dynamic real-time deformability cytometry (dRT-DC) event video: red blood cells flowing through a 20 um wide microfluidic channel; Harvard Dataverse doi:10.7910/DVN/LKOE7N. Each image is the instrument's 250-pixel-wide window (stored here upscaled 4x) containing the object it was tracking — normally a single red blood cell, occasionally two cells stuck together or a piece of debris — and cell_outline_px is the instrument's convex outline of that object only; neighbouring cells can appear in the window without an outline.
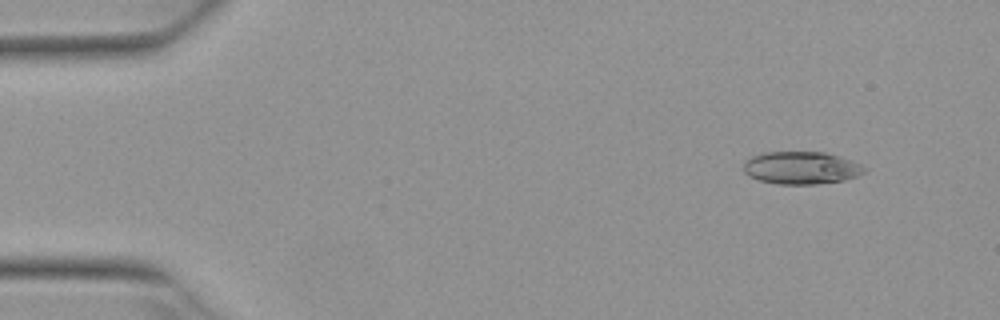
{"species": "Egyptian fruit bat (a non-hibernating species)", "species_latin": "Rousettus aegyptiacus", "temperature_condition": "warm", "stored_images_in_passage": 3, "camera_frame_rate_fps": 3000, "um_per_image_px": 0.085, "animal": {"sex": "female"}, "frame": {"image": 1, "passage_image": 1, "time_ms": 0.0, "image_size_px": [1000, 320], "cell_outline_px": [[868, 168], [864, 172], [856, 176], [844, 180], [816, 184], [776, 184], [760, 180], [748, 176], [744, 172], [744, 164], [752, 156], [764, 152], [824, 152], [840, 156], [860, 164]], "centroid_in_image_um": [68.11, 14.27], "position_along_channel_um": 16.9, "area_um2": 22.89}}